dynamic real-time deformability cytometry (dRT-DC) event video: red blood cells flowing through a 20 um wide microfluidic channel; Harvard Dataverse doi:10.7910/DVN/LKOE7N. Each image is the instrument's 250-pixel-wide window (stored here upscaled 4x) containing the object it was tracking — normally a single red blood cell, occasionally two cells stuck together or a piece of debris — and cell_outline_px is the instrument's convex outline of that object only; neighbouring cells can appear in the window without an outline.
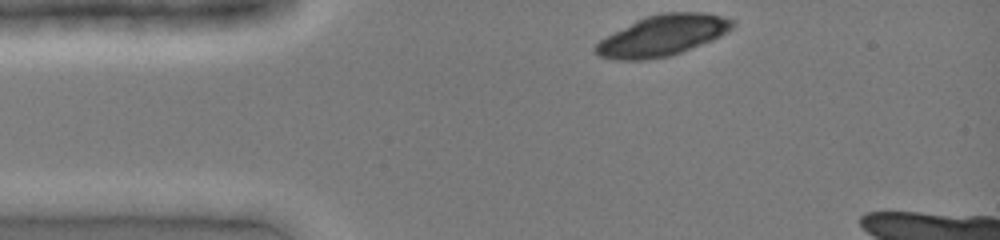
{"species": "common noctule bat (a hibernating species)", "species_latin": "Nyctalus noctula", "temperature_condition": "cold", "stored_images_in_passage": 32, "camera_frame_rate_fps": 3000, "um_per_image_px": 0.085, "animal": {"sex": "female", "body_mass_g": 19.0, "forearm_length_mm": 51.5}, "frame": {"image": 1, "passage_image": 1, "time_ms": 0.0, "image_size_px": [1000, 240], "cell_outline_px": [[736, 24], [728, 32], [712, 40], [680, 52], [668, 56], [644, 60], [616, 60], [600, 56], [592, 48], [600, 40], [636, 20], [644, 16], [660, 12], [704, 12], [720, 16], [732, 20]], "centroid_in_image_um": [56.31, 3.01], "position_along_channel_um": 28.7, "area_um2": 32.37}}